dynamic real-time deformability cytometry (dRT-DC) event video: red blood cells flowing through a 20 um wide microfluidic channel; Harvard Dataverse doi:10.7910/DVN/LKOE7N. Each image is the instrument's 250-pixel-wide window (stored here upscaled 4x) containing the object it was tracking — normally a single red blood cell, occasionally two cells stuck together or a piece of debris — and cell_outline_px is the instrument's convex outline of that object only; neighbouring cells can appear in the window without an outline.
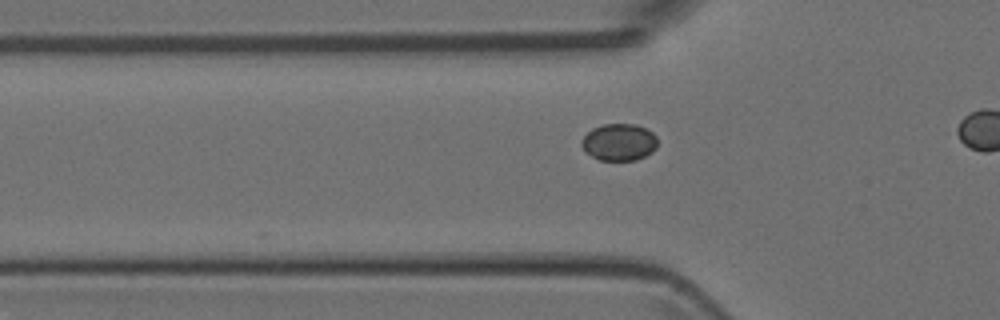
{"species": "Egyptian fruit bat (a non-hibernating species)", "species_latin": "Rousettus aegyptiacus", "temperature_condition": "room temperature", "stored_images_in_passage": 8, "camera_frame_rate_fps": 3000, "um_per_image_px": 0.085, "animal": {"sex": "female"}, "frame": {"image": 1, "passage_image": 3, "time_ms": 0.667, "image_size_px": [1000, 320], "cell_outline_px": [[656, 148], [652, 152], [636, 160], [600, 160], [584, 152], [580, 144], [580, 140], [592, 128], [604, 124], [636, 124], [652, 132], [656, 136]], "centroid_in_image_um": [52.59, 12.08], "position_along_channel_um": 73.2, "area_um2": 16.42}}
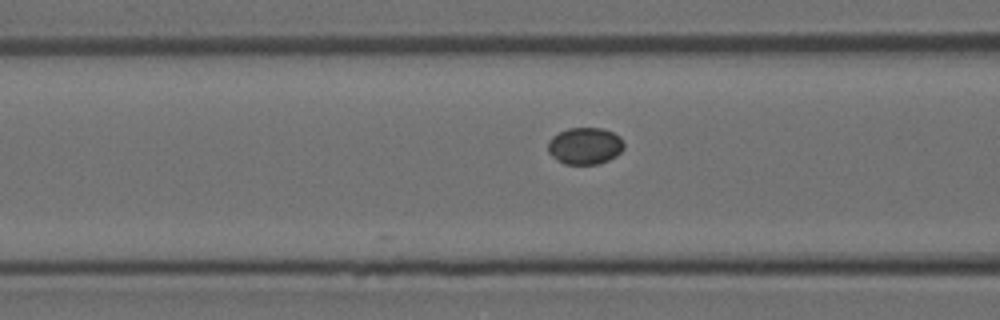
{"frame": {"image": 2, "passage_image": 6, "time_ms": 1.667, "image_size_px": [1000, 320], "cell_outline_px": [[624, 148], [616, 156], [608, 160], [596, 164], [564, 164], [556, 160], [548, 152], [548, 140], [552, 136], [568, 128], [604, 128], [620, 136], [624, 144]], "centroid_in_image_um": [49.71, 12.4], "position_along_channel_um": 116.9, "area_um2": 16.42}}